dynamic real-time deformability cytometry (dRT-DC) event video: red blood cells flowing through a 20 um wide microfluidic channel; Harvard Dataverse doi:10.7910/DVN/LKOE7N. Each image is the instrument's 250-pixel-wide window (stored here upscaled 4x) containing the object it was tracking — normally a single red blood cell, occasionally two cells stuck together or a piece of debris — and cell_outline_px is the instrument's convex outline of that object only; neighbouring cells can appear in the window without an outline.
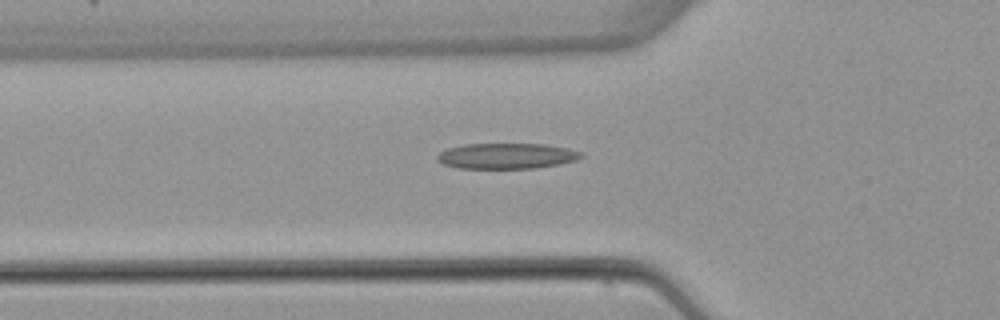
{"species": "common noctule bat (a hibernating species)", "species_latin": "Nyctalus noctula", "temperature_condition": "warm", "stored_images_in_passage": 3, "segment_of_instrument_passage": [2, 2], "camera_frame_rate_fps": 3000, "um_per_image_px": 0.085, "animal": {"sex": "female", "body_mass_g": 22.7, "forearm_length_mm": 54.2}, "frame": {"image": 1, "passage_image": 3, "time_ms": 2.667, "image_size_px": [1000, 320], "cell_outline_px": [[584, 156], [576, 160], [560, 164], [536, 168], [460, 168], [444, 164], [436, 160], [436, 156], [440, 152], [448, 148], [464, 144], [544, 144], [568, 148], [584, 152]], "centroid_in_image_um": [43.1, 13.25], "position_along_channel_um": 82.7, "area_um2": 21.56}}